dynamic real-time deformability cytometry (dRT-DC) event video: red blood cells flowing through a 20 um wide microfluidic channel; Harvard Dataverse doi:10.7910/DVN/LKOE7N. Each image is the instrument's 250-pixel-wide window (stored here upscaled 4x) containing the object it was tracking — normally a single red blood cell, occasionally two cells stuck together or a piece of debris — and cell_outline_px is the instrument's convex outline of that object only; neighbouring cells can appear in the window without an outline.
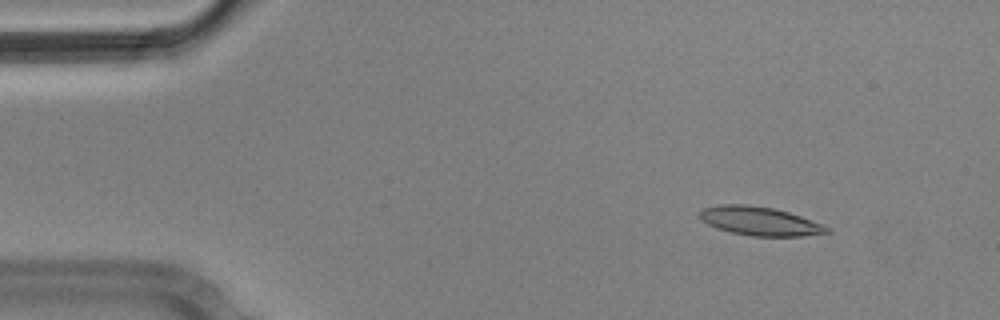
{"species": "Egyptian fruit bat (a non-hibernating species)", "species_latin": "Rousettus aegyptiacus", "temperature_condition": "cold", "stored_images_in_passage": 51, "camera_frame_rate_fps": 3000, "um_per_image_px": 0.085, "animal": {"sex": "male"}, "frame": {"image": 1, "passage_image": 2, "time_ms": 0.333, "image_size_px": [1000, 320], "cell_outline_px": [[832, 232], [804, 236], [752, 236], [732, 232], [716, 228], [700, 220], [700, 212], [704, 208], [720, 204], [748, 204], [772, 208], [788, 212], [824, 224]], "centroid_in_image_um": [64.59, 18.79], "position_along_channel_um": 20.4, "area_um2": 21.27}}
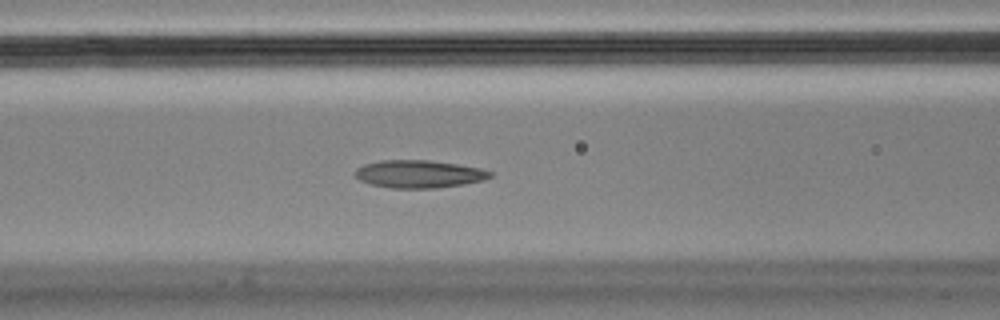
{"frame": {"image": 2, "passage_image": 18, "time_ms": 5.667, "image_size_px": [1000, 320], "cell_outline_px": [[492, 176], [484, 180], [464, 184], [436, 188], [392, 188], [372, 184], [360, 180], [352, 172], [356, 168], [364, 164], [380, 160], [428, 160], [456, 164], [480, 168], [492, 172]], "centroid_in_image_um": [35.59, 14.79], "position_along_channel_um": 131.0, "area_um2": 21.79}}
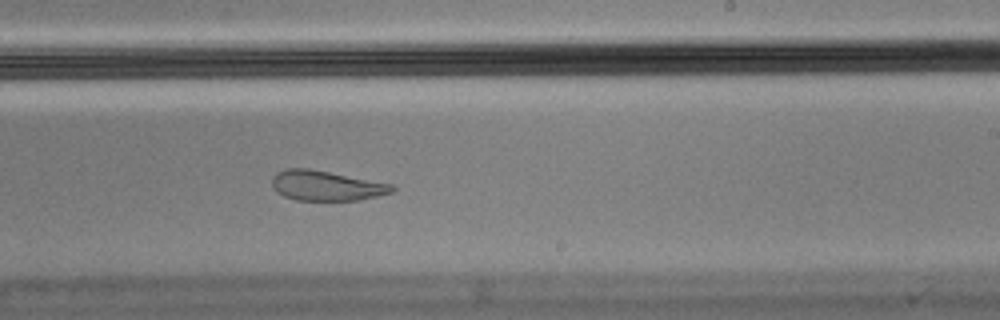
{"frame": {"image": 3, "passage_image": 29, "time_ms": 9.333, "image_size_px": [1000, 320], "cell_outline_px": [[396, 188], [392, 192], [360, 200], [296, 200], [284, 196], [276, 192], [272, 188], [272, 176], [276, 172], [284, 168], [308, 168], [392, 184]], "centroid_in_image_um": [27.67, 15.78], "position_along_channel_um": 261.3, "area_um2": 20.98}, "authors_computed_cell_mechanics": {"area_um2": 21.8484, "velocity_mm_per_s": 3.566, "shape_relaxation_time_tau1_ms": null, "shape_relaxation_time_tau2_ms": 1.5288, "deformation_change_tau1": null, "deformation_change_tau2": 0.0887}}